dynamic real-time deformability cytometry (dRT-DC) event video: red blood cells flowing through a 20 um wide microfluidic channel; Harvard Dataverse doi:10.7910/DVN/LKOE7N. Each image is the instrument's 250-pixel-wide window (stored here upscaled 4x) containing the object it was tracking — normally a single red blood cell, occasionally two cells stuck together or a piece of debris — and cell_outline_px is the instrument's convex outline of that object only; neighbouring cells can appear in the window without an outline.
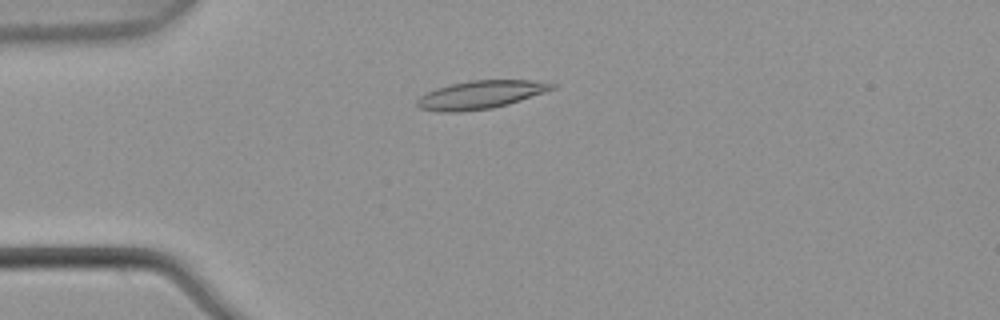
{"species": "common noctule bat (a hibernating species)", "species_latin": "Nyctalus noctula", "temperature_condition": "warm", "stored_images_in_passage": 4, "camera_frame_rate_fps": 3000, "um_per_image_px": 0.085, "animal": {"sex": "male", "body_mass_g": 21.5, "forearm_length_mm": 52.0}, "frame": {"image": 1, "passage_image": 4, "time_ms": 1.0, "image_size_px": [1000, 320], "cell_outline_px": [[556, 88], [508, 104], [492, 108], [460, 112], [440, 112], [420, 108], [416, 104], [416, 100], [420, 96], [436, 88], [452, 84], [472, 80], [532, 80], [556, 84]], "centroid_in_image_um": [40.83, 8.05], "position_along_channel_um": 44.2, "area_um2": 21.96}}